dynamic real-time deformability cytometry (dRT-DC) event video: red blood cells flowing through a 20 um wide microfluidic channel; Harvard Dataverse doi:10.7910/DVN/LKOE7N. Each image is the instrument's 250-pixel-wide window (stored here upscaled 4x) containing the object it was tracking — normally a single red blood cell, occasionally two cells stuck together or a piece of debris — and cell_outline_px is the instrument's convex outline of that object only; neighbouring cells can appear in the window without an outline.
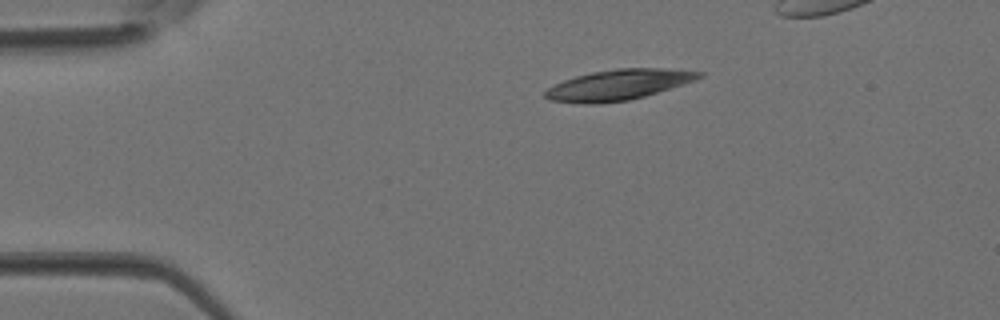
{"species": "Egyptian fruit bat (a non-hibernating species)", "species_latin": "Rousettus aegyptiacus", "temperature_condition": "room temperature", "stored_images_in_passage": 3, "camera_frame_rate_fps": 3000, "um_per_image_px": 0.085, "animal": {"sex": "female"}, "frame": {"image": 1, "passage_image": 1, "time_ms": 0.0, "image_size_px": [1000, 320], "cell_outline_px": [[704, 76], [696, 80], [644, 96], [628, 100], [600, 104], [584, 104], [548, 100], [544, 96], [544, 92], [548, 88], [564, 80], [576, 76], [592, 72], [616, 68], [668, 68], [704, 72]], "centroid_in_image_um": [52.57, 7.21], "position_along_channel_um": 32.4, "area_um2": 27.4}}